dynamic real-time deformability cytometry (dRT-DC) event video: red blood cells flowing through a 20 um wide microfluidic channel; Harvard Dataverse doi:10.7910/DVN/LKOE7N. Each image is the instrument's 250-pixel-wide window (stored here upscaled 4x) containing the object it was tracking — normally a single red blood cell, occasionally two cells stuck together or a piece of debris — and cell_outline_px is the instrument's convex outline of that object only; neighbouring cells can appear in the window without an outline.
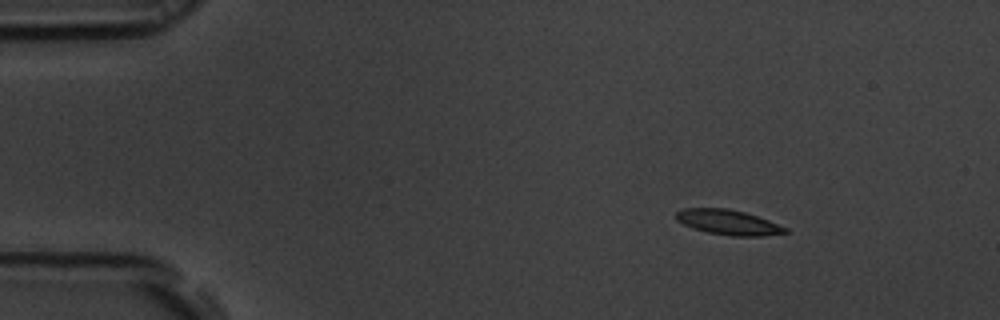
{"species": "common noctule bat (a hibernating species)", "species_latin": "Nyctalus noctula", "temperature_condition": "room temperature", "stored_images_in_passage": 48, "camera_frame_rate_fps": 3000, "um_per_image_px": 0.085, "animal": {"sex": "male", "body_mass_g": 19.5, "forearm_length_mm": 54.6}, "frame": {"image": 1, "passage_image": 1, "time_ms": 0.0, "image_size_px": [1000, 320], "cell_outline_px": [[788, 232], [764, 236], [732, 236], [708, 232], [692, 228], [676, 220], [676, 212], [684, 208], [728, 208], [744, 212], [768, 220], [788, 228]], "centroid_in_image_um": [61.9, 18.89], "position_along_channel_um": 23.1, "area_um2": 15.84}}
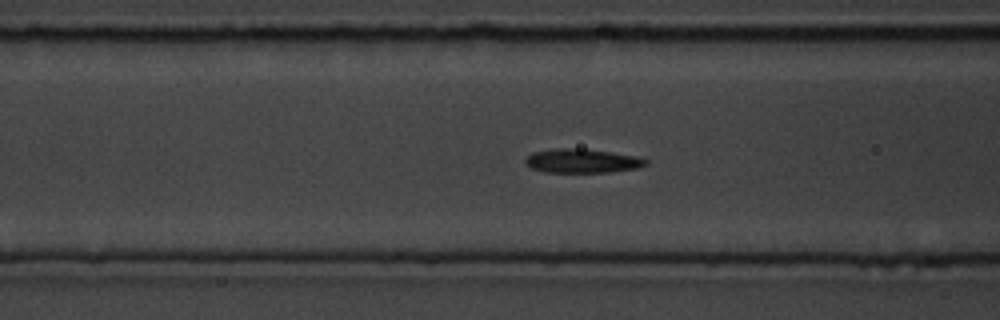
{"frame": {"image": 2, "passage_image": 15, "time_ms": 4.667, "image_size_px": [1000, 320], "cell_outline_px": [[648, 164], [636, 168], [612, 172], [544, 172], [532, 168], [524, 160], [532, 152], [552, 148], [580, 148], [612, 152], [636, 156], [648, 160]], "centroid_in_image_um": [49.49, 13.67], "position_along_channel_um": 117.1, "area_um2": 16.88}}
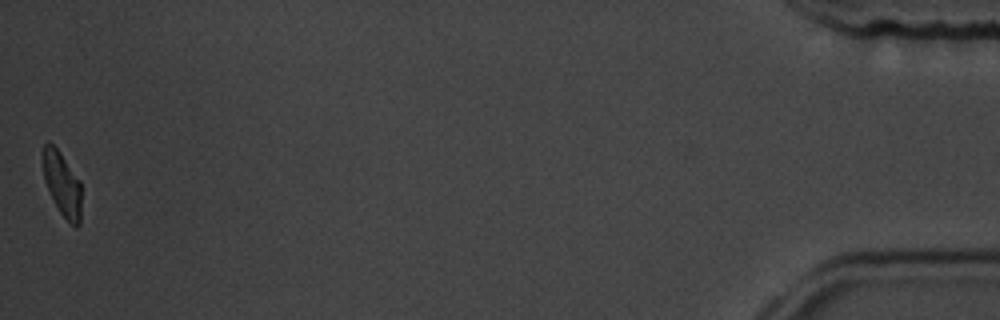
{"frame": {"image": 3, "passage_image": 48, "time_ms": 15.667, "image_size_px": [1000, 320], "cell_outline_px": [[80, 224], [76, 228], [60, 212], [44, 180], [44, 144], [48, 140], [60, 152], [80, 180]], "centroid_in_image_um": [5.3, 15.63], "position_along_channel_um": 429.9, "area_um2": 13.87}, "authors_computed_cell_mechanics": {"area_um2": 16.3285, "velocity_mm_per_s": 3.7157, "shape_relaxation_time_tau1_ms": 2.51, "shape_relaxation_time_tau2_ms": 2.3733, "deformation_change_tau1": 0.1292, "deformation_change_tau2": 0.1007}}